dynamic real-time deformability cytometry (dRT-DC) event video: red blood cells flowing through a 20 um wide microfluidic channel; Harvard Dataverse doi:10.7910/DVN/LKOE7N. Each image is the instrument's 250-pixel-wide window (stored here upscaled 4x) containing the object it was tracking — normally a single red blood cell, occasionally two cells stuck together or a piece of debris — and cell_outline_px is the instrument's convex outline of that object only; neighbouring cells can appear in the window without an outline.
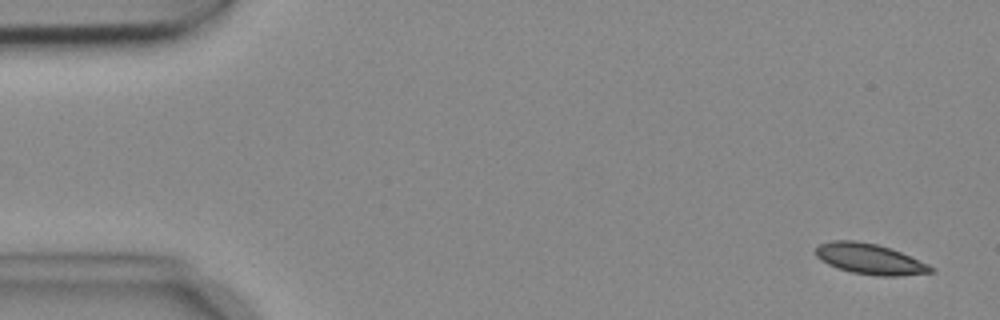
{"species": "common noctule bat (a hibernating species)", "species_latin": "Nyctalus noctula", "temperature_condition": "cold", "stored_images_in_passage": 6, "camera_frame_rate_fps": 3000, "um_per_image_px": 0.085, "animal": {"sex": "female", "body_mass_g": 18.4}, "frame": {"image": 1, "passage_image": 1, "time_ms": 0.0, "image_size_px": [1000, 320], "cell_outline_px": [[936, 272], [900, 276], [876, 276], [852, 272], [836, 268], [820, 260], [816, 256], [816, 248], [820, 244], [832, 240], [856, 240], [876, 244], [900, 252], [928, 264], [936, 268]], "centroid_in_image_um": [73.94, 22.02], "position_along_channel_um": 11.1, "area_um2": 20.58}}